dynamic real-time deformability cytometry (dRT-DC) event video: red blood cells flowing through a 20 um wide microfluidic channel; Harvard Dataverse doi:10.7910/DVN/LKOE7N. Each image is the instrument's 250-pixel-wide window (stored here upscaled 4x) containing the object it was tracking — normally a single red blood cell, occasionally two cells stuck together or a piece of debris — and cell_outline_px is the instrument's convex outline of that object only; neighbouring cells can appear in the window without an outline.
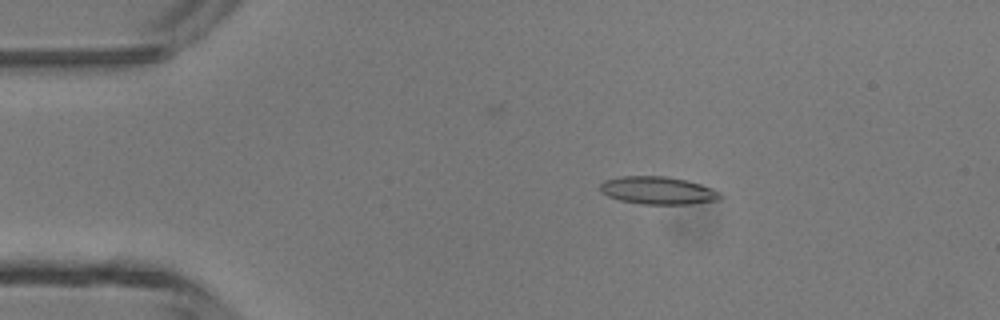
{"species": "common noctule bat (a hibernating species)", "species_latin": "Nyctalus noctula", "temperature_condition": "room temperature", "stored_images_in_passage": 47, "camera_frame_rate_fps": 3000, "um_per_image_px": 0.085, "animal": {"sex": "male", "body_mass_g": 13.3}, "frame": {"image": 1, "passage_image": 8, "time_ms": 2.333, "image_size_px": [1000, 320], "cell_outline_px": [[724, 196], [720, 200], [688, 204], [640, 204], [620, 200], [608, 196], [600, 192], [600, 184], [604, 180], [620, 176], [664, 176], [684, 180], [700, 184], [712, 188], [720, 192]], "centroid_in_image_um": [55.92, 16.19], "position_along_channel_um": 29.1, "area_um2": 19.48}}
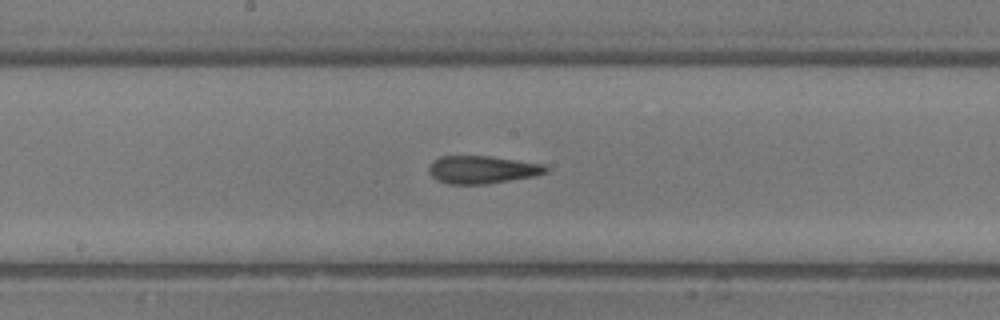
{"frame": {"image": 2, "passage_image": 24, "time_ms": 7.667, "image_size_px": [1000, 320], "cell_outline_px": [[548, 172], [536, 176], [484, 184], [448, 184], [436, 180], [428, 172], [428, 168], [432, 160], [440, 156], [492, 156], [544, 164], [548, 168]], "centroid_in_image_um": [40.97, 14.41], "position_along_channel_um": 207.2, "area_um2": 19.13}}
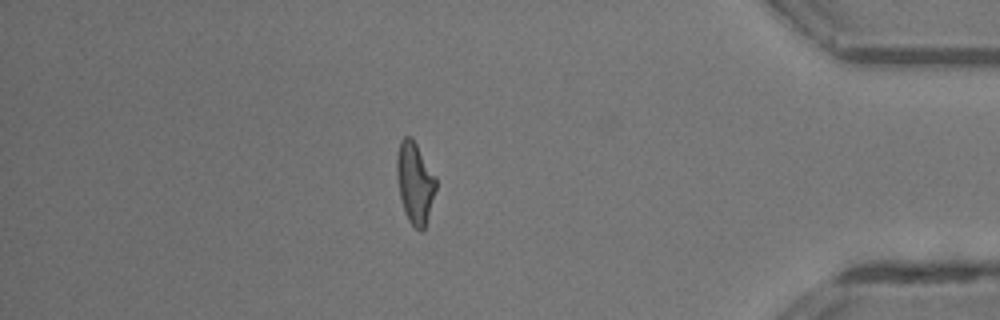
{"frame": {"image": 3, "passage_image": 40, "time_ms": 13.0, "image_size_px": [1000, 320], "cell_outline_px": [[436, 188], [424, 228], [420, 232], [408, 220], [404, 212], [400, 196], [396, 176], [396, 156], [400, 140], [404, 136], [412, 136], [436, 176]], "centroid_in_image_um": [35.25, 15.48], "position_along_channel_um": 400.0, "area_um2": 18.61}, "authors_computed_cell_mechanics": {"area_um2": 18.9006, "velocity_mm_per_s": 4.3765, "shape_relaxation_time_tau1_ms": 8.2541, "shape_relaxation_time_tau2_ms": 1.6783, "deformation_change_tau1": 0.2491, "deformation_change_tau2": 0.1202}}